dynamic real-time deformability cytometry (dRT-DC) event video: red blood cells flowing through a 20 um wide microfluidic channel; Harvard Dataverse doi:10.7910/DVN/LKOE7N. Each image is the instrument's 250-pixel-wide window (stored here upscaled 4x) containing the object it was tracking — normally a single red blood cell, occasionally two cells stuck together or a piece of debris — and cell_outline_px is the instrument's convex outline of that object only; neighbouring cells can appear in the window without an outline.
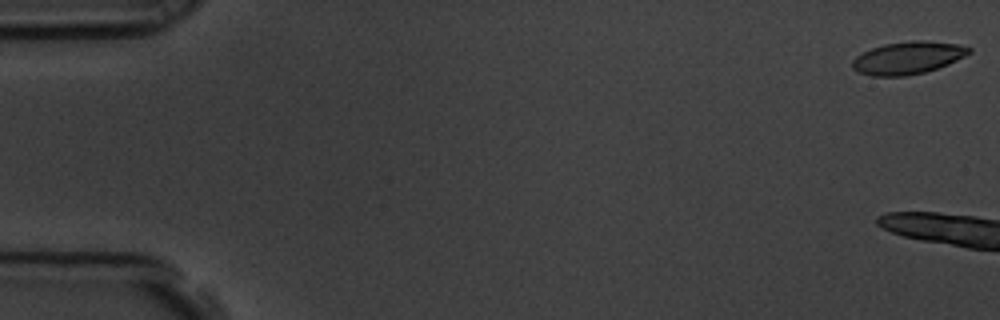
{"species": "common noctule bat (a hibernating species)", "species_latin": "Nyctalus noctula", "temperature_condition": "room temperature", "stored_images_in_passage": 9, "camera_frame_rate_fps": 3000, "um_per_image_px": 0.085, "animal": {"sex": "male", "body_mass_g": 19.5, "forearm_length_mm": 54.6}, "frame": {"image": 1, "passage_image": 1, "time_ms": 0.0, "image_size_px": [1000, 320], "cell_outline_px": [[972, 52], [948, 64], [924, 72], [904, 76], [872, 76], [860, 72], [852, 68], [852, 60], [856, 56], [872, 48], [884, 44], [912, 40], [924, 40], [956, 44], [972, 48]], "centroid_in_image_um": [77.16, 4.91], "position_along_channel_um": 7.8, "area_um2": 21.91}}